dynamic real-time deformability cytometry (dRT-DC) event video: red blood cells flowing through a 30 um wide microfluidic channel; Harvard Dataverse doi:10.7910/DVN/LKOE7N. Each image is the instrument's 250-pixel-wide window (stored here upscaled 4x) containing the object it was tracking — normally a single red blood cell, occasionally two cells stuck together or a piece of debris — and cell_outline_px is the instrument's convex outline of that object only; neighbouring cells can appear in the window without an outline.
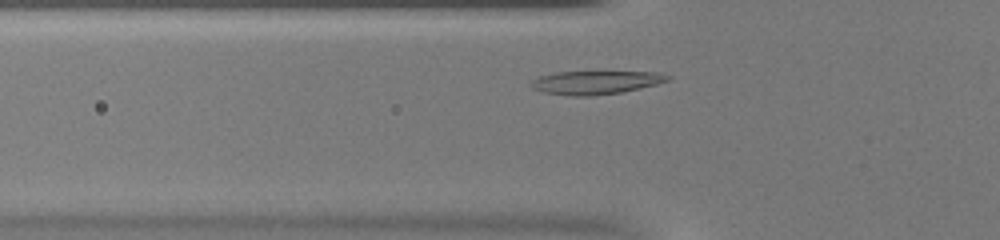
{"species": "common noctule bat (a hibernating species)", "species_latin": "Nyctalus noctula", "temperature_condition": "warm", "stored_images_in_passage": 33, "camera_frame_rate_fps": 3000, "um_per_image_px": 0.085, "animal": {"sex": "female", "body_mass_g": 20.0, "forearm_length_mm": 54.0}, "frame": {"image": 1, "passage_image": 5, "time_ms": 1.333, "image_size_px": [1000, 240], "cell_outline_px": [[672, 76], [668, 80], [656, 84], [640, 88], [620, 92], [592, 96], [572, 96], [544, 92], [532, 88], [528, 84], [532, 80], [540, 76], [556, 72], [660, 72]], "centroid_in_image_um": [50.61, 7.01], "position_along_channel_um": 75.2, "area_um2": 18.55}}
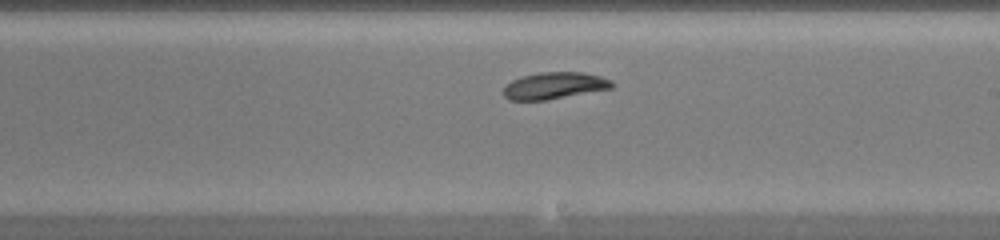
{"frame": {"image": 2, "passage_image": 18, "time_ms": 5.667, "image_size_px": [1000, 240], "cell_outline_px": [[616, 84], [612, 88], [548, 100], [508, 100], [504, 96], [504, 88], [512, 80], [524, 76], [540, 72], [584, 72], [600, 76], [612, 80]], "centroid_in_image_um": [47.17, 7.28], "position_along_channel_um": 241.8, "area_um2": 16.94}}
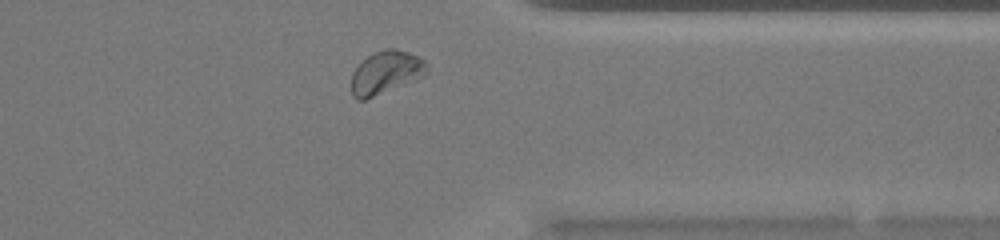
{"frame": {"image": 3, "passage_image": 29, "time_ms": 9.333, "image_size_px": [1000, 240], "cell_outline_px": [[428, 72], [424, 76], [416, 80], [364, 100], [356, 100], [352, 96], [352, 72], [368, 56], [384, 48], [396, 48], [408, 52], [424, 60], [428, 64]], "centroid_in_image_um": [32.82, 6.16], "position_along_channel_um": 378.6, "area_um2": 18.9}, "authors_computed_cell_mechanics": {"area_um2": 17.7446, "velocity_mm_per_s": 3.8536, "shape_relaxation_time_tau1_ms": 3.3525, "shape_relaxation_time_tau2_ms": null, "deformation_change_tau1": 0.1241, "deformation_change_tau2": null}}